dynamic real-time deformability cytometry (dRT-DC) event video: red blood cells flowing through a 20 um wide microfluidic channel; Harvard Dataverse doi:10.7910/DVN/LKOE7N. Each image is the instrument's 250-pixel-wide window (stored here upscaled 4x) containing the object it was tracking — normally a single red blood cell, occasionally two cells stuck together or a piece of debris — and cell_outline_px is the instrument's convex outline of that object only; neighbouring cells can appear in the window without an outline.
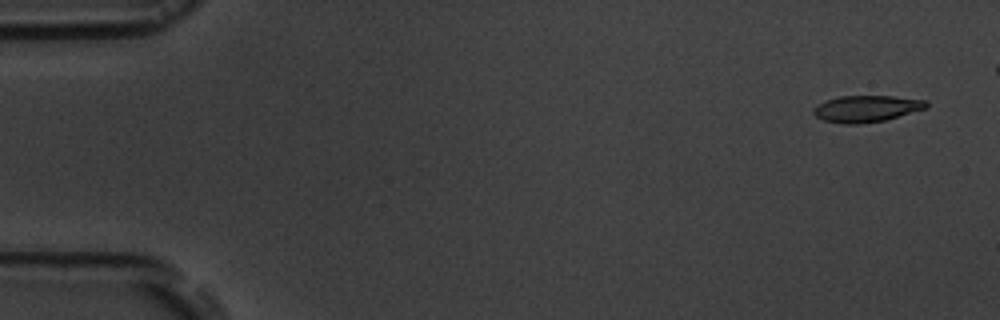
{"species": "common noctule bat (a hibernating species)", "species_latin": "Nyctalus noctula", "temperature_condition": "room temperature", "stored_images_in_passage": 5, "camera_frame_rate_fps": 3000, "um_per_image_px": 0.085, "animal": {"sex": "male", "body_mass_g": 19.5, "forearm_length_mm": 54.6}, "frame": {"image": 1, "passage_image": 1, "time_ms": 0.0, "image_size_px": [1000, 320], "cell_outline_px": [[928, 108], [884, 120], [856, 124], [844, 124], [824, 120], [816, 116], [812, 112], [812, 108], [816, 104], [840, 96], [892, 96], [928, 100]], "centroid_in_image_um": [73.65, 9.23], "position_along_channel_um": 11.3, "area_um2": 17.46}}